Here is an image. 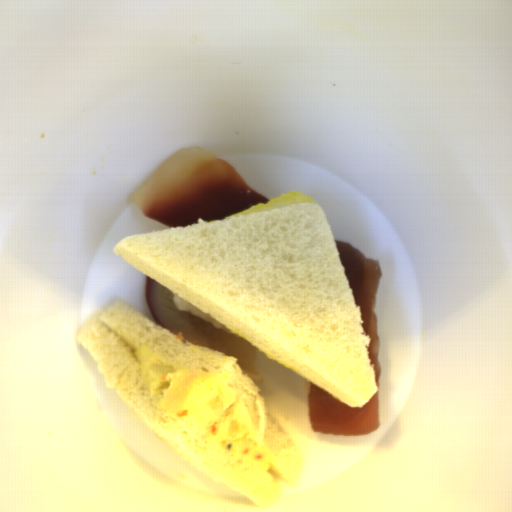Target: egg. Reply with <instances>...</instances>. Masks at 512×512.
Segmentation results:
<instances>
[{
  "instance_id": "1",
  "label": "egg",
  "mask_w": 512,
  "mask_h": 512,
  "mask_svg": "<svg viewBox=\"0 0 512 512\" xmlns=\"http://www.w3.org/2000/svg\"><path fill=\"white\" fill-rule=\"evenodd\" d=\"M134 354L156 407L246 467L265 473L273 466L228 373L189 370L143 347Z\"/></svg>"
}]
</instances>
